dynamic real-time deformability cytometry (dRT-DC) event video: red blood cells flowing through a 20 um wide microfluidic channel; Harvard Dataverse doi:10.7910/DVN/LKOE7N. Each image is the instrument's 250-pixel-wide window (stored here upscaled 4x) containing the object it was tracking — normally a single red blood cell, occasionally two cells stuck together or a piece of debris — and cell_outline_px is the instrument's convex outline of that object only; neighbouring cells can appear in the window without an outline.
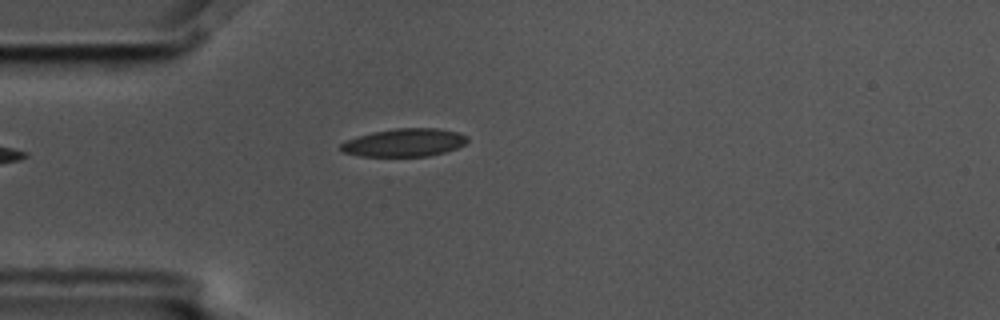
{"species": "common noctule bat (a hibernating species)", "species_latin": "Nyctalus noctula", "temperature_condition": "cold", "stored_images_in_passage": 2, "camera_frame_rate_fps": 3000, "um_per_image_px": 0.085, "animal": {"sex": "male", "body_mass_g": 17.5, "forearm_length_mm": 52.3}, "frame": {"image": 1, "passage_image": 1, "time_ms": 0.0, "image_size_px": [1000, 320], "cell_outline_px": [[468, 140], [464, 144], [456, 148], [444, 152], [428, 156], [360, 156], [344, 152], [340, 148], [340, 144], [348, 140], [372, 132], [396, 128], [436, 128], [456, 132], [468, 136]], "centroid_in_image_um": [34.38, 12.12], "position_along_channel_um": 50.6, "area_um2": 20.4}}